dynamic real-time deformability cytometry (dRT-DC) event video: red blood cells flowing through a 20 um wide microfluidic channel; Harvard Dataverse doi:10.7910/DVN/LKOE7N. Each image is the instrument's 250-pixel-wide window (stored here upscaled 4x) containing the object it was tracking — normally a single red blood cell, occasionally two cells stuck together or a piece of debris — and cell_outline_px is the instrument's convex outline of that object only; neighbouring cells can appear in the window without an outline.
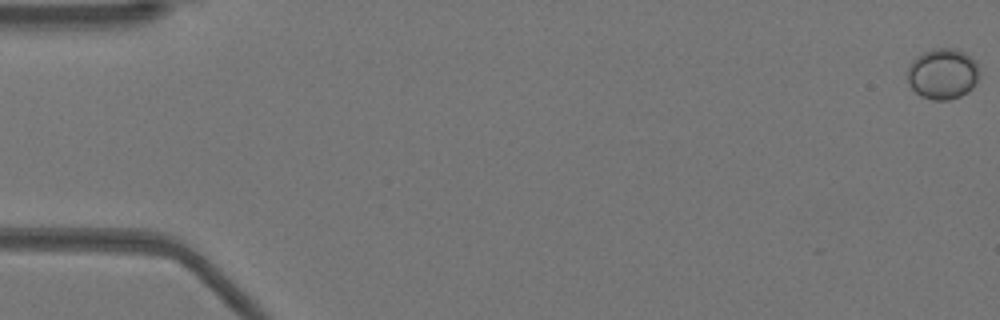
{"species": "Egyptian fruit bat (a non-hibernating species)", "species_latin": "Rousettus aegyptiacus", "temperature_condition": "warm", "stored_images_in_passage": 79, "camera_frame_rate_fps": 3000, "um_per_image_px": 0.085, "animal": {"sex": "female"}, "frame": {"image": 1, "passage_image": 1, "time_ms": 0.0, "image_size_px": [1000, 320], "cell_outline_px": [[980, 76], [972, 88], [968, 92], [960, 96], [948, 100], [932, 100], [920, 96], [908, 84], [908, 68], [912, 60], [916, 56], [924, 52], [936, 48], [956, 48], [964, 52], [976, 64]], "centroid_in_image_um": [80.11, 6.29], "position_along_channel_um": 4.9, "area_um2": 21.27}}
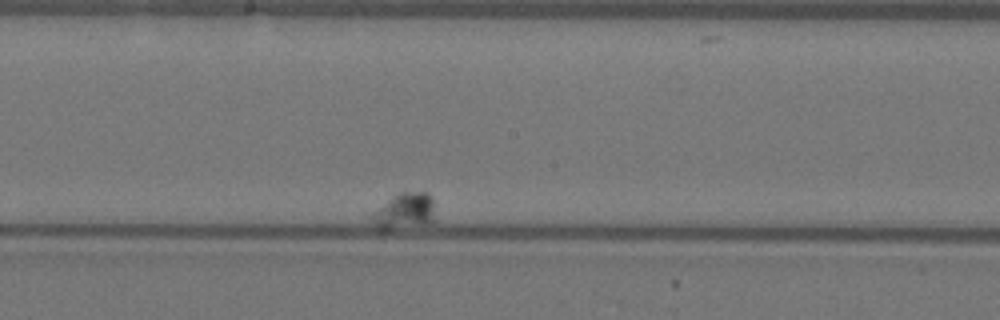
{"frame": {"image": 2, "passage_image": 45, "time_ms": 14.667, "image_size_px": [1000, 320], "cell_outline_px": [[436, 220], [428, 224], [384, 232], [380, 232], [368, 220], [368, 216], [372, 212], [400, 192], [428, 192], [432, 196]], "centroid_in_image_um": [34.35, 18.02], "position_along_channel_um": 213.9, "area_um2": 14.1}}
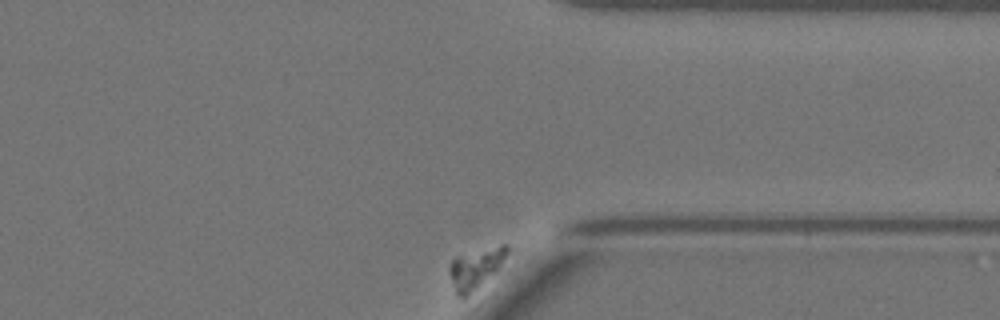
{"frame": {"image": 3, "passage_image": 79, "time_ms": 26.0, "image_size_px": [1000, 320], "cell_outline_px": [[508, 252], [500, 268], [496, 272], [476, 288], [464, 296], [456, 296], [448, 272], [448, 268], [452, 260], [456, 256], [500, 244], [508, 244]], "centroid_in_image_um": [40.43, 22.78], "position_along_channel_um": 371.0, "area_um2": 13.47}}